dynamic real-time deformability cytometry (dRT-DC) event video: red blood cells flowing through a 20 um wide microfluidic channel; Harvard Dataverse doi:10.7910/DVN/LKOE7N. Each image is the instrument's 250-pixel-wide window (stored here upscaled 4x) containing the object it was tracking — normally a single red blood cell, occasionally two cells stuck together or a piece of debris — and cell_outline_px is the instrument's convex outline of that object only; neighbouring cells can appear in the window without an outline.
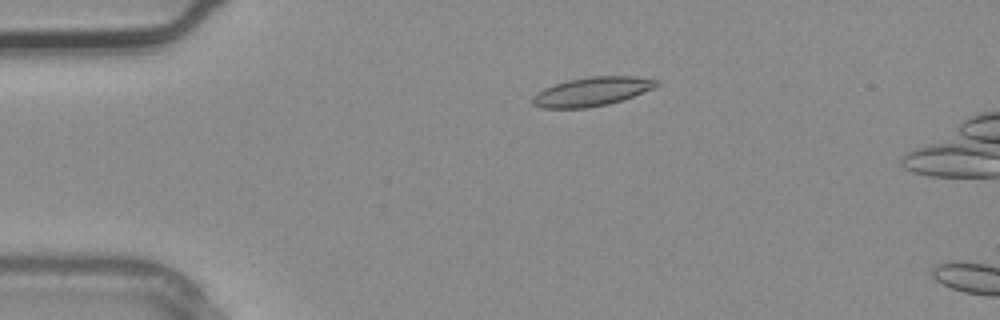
{"species": "common noctule bat (a hibernating species)", "species_latin": "Nyctalus noctula", "temperature_condition": "warm", "stored_images_in_passage": 3, "camera_frame_rate_fps": 3000, "um_per_image_px": 0.085, "animal": {"sex": "male", "body_mass_g": 20.4}, "frame": {"image": 1, "passage_image": 2, "time_ms": 0.333, "image_size_px": [1000, 320], "cell_outline_px": [[660, 84], [656, 88], [608, 104], [584, 108], [540, 108], [532, 104], [532, 96], [544, 88], [568, 80], [588, 76], [636, 76], [660, 80]], "centroid_in_image_um": [50.34, 7.77], "position_along_channel_um": 34.7, "area_um2": 20.92}}